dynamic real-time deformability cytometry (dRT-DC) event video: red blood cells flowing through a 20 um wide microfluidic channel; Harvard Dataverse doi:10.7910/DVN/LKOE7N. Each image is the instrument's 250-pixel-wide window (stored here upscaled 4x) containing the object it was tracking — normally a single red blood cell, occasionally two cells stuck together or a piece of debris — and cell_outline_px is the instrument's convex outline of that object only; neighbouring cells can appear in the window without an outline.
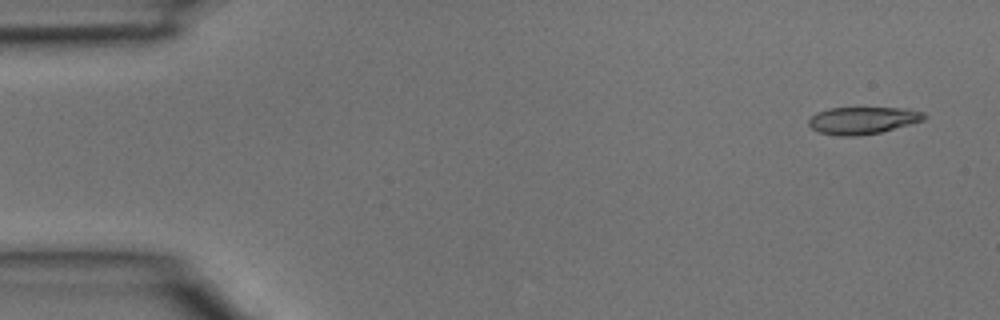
{"species": "common noctule bat (a hibernating species)", "species_latin": "Nyctalus noctula", "temperature_condition": "room temperature", "stored_images_in_passage": 4, "camera_frame_rate_fps": 3000, "um_per_image_px": 0.085, "animal": {"sex": "male", "body_mass_g": 15.6}, "frame": {"image": 1, "passage_image": 1, "time_ms": 0.0, "image_size_px": [1000, 320], "cell_outline_px": [[928, 116], [924, 120], [880, 132], [856, 136], [840, 136], [820, 132], [812, 128], [808, 124], [808, 120], [816, 112], [828, 108], [908, 108], [924, 112]], "centroid_in_image_um": [73.34, 10.22], "position_along_channel_um": 11.7, "area_um2": 18.26}}
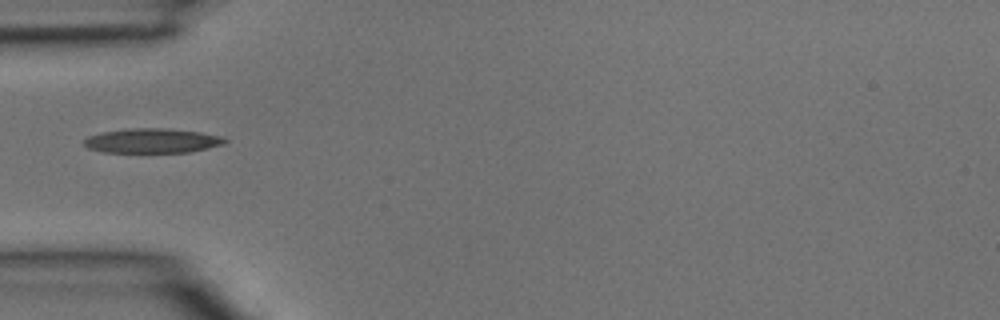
{"frame": {"image": 2, "passage_image": 4, "time_ms": 1.0, "image_size_px": [1000, 320], "cell_outline_px": [[228, 140], [224, 144], [208, 148], [188, 152], [104, 152], [88, 148], [84, 144], [84, 140], [88, 136], [104, 132], [128, 128], [168, 128], [200, 132], [220, 136]], "centroid_in_image_um": [12.95, 11.96], "position_along_channel_um": 72.1, "area_um2": 20.06}}